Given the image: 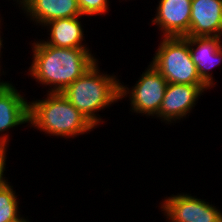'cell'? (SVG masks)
<instances>
[{
  "label": "cell",
  "instance_id": "6da1fadb",
  "mask_svg": "<svg viewBox=\"0 0 222 222\" xmlns=\"http://www.w3.org/2000/svg\"><path fill=\"white\" fill-rule=\"evenodd\" d=\"M39 41L32 43L33 60L28 76L50 86L47 92L61 93L98 61L89 48L55 47Z\"/></svg>",
  "mask_w": 222,
  "mask_h": 222
},
{
  "label": "cell",
  "instance_id": "7a4b0ae2",
  "mask_svg": "<svg viewBox=\"0 0 222 222\" xmlns=\"http://www.w3.org/2000/svg\"><path fill=\"white\" fill-rule=\"evenodd\" d=\"M98 62L61 92L96 128L104 122L96 113L120 100L121 82L113 73L101 72Z\"/></svg>",
  "mask_w": 222,
  "mask_h": 222
},
{
  "label": "cell",
  "instance_id": "3957f363",
  "mask_svg": "<svg viewBox=\"0 0 222 222\" xmlns=\"http://www.w3.org/2000/svg\"><path fill=\"white\" fill-rule=\"evenodd\" d=\"M47 97L29 101V124L48 136L67 139L90 133L96 127L61 93L47 92Z\"/></svg>",
  "mask_w": 222,
  "mask_h": 222
},
{
  "label": "cell",
  "instance_id": "277c9868",
  "mask_svg": "<svg viewBox=\"0 0 222 222\" xmlns=\"http://www.w3.org/2000/svg\"><path fill=\"white\" fill-rule=\"evenodd\" d=\"M149 62L168 83L206 85L199 77L189 51V36L161 37Z\"/></svg>",
  "mask_w": 222,
  "mask_h": 222
},
{
  "label": "cell",
  "instance_id": "5b68a950",
  "mask_svg": "<svg viewBox=\"0 0 222 222\" xmlns=\"http://www.w3.org/2000/svg\"><path fill=\"white\" fill-rule=\"evenodd\" d=\"M140 75L131 90L120 83V100L128 97L132 113L154 118L159 113L168 82L151 64Z\"/></svg>",
  "mask_w": 222,
  "mask_h": 222
},
{
  "label": "cell",
  "instance_id": "8992f818",
  "mask_svg": "<svg viewBox=\"0 0 222 222\" xmlns=\"http://www.w3.org/2000/svg\"><path fill=\"white\" fill-rule=\"evenodd\" d=\"M191 194L178 193L166 197L161 203L168 222H222V211L214 204Z\"/></svg>",
  "mask_w": 222,
  "mask_h": 222
},
{
  "label": "cell",
  "instance_id": "52a82bcc",
  "mask_svg": "<svg viewBox=\"0 0 222 222\" xmlns=\"http://www.w3.org/2000/svg\"><path fill=\"white\" fill-rule=\"evenodd\" d=\"M208 89L207 85L168 83L159 113L154 118L158 117L166 124L180 121L192 112L202 93Z\"/></svg>",
  "mask_w": 222,
  "mask_h": 222
},
{
  "label": "cell",
  "instance_id": "ba28073f",
  "mask_svg": "<svg viewBox=\"0 0 222 222\" xmlns=\"http://www.w3.org/2000/svg\"><path fill=\"white\" fill-rule=\"evenodd\" d=\"M192 0H160L152 24L162 37H184L189 34Z\"/></svg>",
  "mask_w": 222,
  "mask_h": 222
},
{
  "label": "cell",
  "instance_id": "9c48e42d",
  "mask_svg": "<svg viewBox=\"0 0 222 222\" xmlns=\"http://www.w3.org/2000/svg\"><path fill=\"white\" fill-rule=\"evenodd\" d=\"M222 37H190L189 51L200 79L209 87H215L210 70L222 63ZM220 63V64H219Z\"/></svg>",
  "mask_w": 222,
  "mask_h": 222
},
{
  "label": "cell",
  "instance_id": "30bf717a",
  "mask_svg": "<svg viewBox=\"0 0 222 222\" xmlns=\"http://www.w3.org/2000/svg\"><path fill=\"white\" fill-rule=\"evenodd\" d=\"M20 93L13 84L0 93V145L6 149L9 129L29 123V102Z\"/></svg>",
  "mask_w": 222,
  "mask_h": 222
},
{
  "label": "cell",
  "instance_id": "8fae6325",
  "mask_svg": "<svg viewBox=\"0 0 222 222\" xmlns=\"http://www.w3.org/2000/svg\"><path fill=\"white\" fill-rule=\"evenodd\" d=\"M190 37H222V0H192Z\"/></svg>",
  "mask_w": 222,
  "mask_h": 222
},
{
  "label": "cell",
  "instance_id": "7c38bea8",
  "mask_svg": "<svg viewBox=\"0 0 222 222\" xmlns=\"http://www.w3.org/2000/svg\"><path fill=\"white\" fill-rule=\"evenodd\" d=\"M21 10L42 28L55 19L83 16L77 0H27Z\"/></svg>",
  "mask_w": 222,
  "mask_h": 222
},
{
  "label": "cell",
  "instance_id": "4fadbf2b",
  "mask_svg": "<svg viewBox=\"0 0 222 222\" xmlns=\"http://www.w3.org/2000/svg\"><path fill=\"white\" fill-rule=\"evenodd\" d=\"M82 17L84 16L49 21L43 26L50 32L48 34L50 37L44 42L55 47L88 48L85 43H82L85 39L80 21Z\"/></svg>",
  "mask_w": 222,
  "mask_h": 222
},
{
  "label": "cell",
  "instance_id": "5bb4252c",
  "mask_svg": "<svg viewBox=\"0 0 222 222\" xmlns=\"http://www.w3.org/2000/svg\"><path fill=\"white\" fill-rule=\"evenodd\" d=\"M10 183L7 181L0 188V222H17L23 218L19 214L18 195Z\"/></svg>",
  "mask_w": 222,
  "mask_h": 222
},
{
  "label": "cell",
  "instance_id": "9a60e30c",
  "mask_svg": "<svg viewBox=\"0 0 222 222\" xmlns=\"http://www.w3.org/2000/svg\"><path fill=\"white\" fill-rule=\"evenodd\" d=\"M82 15H105L110 9L109 0H77Z\"/></svg>",
  "mask_w": 222,
  "mask_h": 222
},
{
  "label": "cell",
  "instance_id": "2e32d148",
  "mask_svg": "<svg viewBox=\"0 0 222 222\" xmlns=\"http://www.w3.org/2000/svg\"><path fill=\"white\" fill-rule=\"evenodd\" d=\"M6 162L0 167V188L9 181L8 178L6 179V176L4 174V171H6Z\"/></svg>",
  "mask_w": 222,
  "mask_h": 222
},
{
  "label": "cell",
  "instance_id": "e0dca14e",
  "mask_svg": "<svg viewBox=\"0 0 222 222\" xmlns=\"http://www.w3.org/2000/svg\"><path fill=\"white\" fill-rule=\"evenodd\" d=\"M7 150L8 149L0 145V167L7 161Z\"/></svg>",
  "mask_w": 222,
  "mask_h": 222
},
{
  "label": "cell",
  "instance_id": "ac0fdd59",
  "mask_svg": "<svg viewBox=\"0 0 222 222\" xmlns=\"http://www.w3.org/2000/svg\"><path fill=\"white\" fill-rule=\"evenodd\" d=\"M0 64H1V61H0ZM2 66L0 65V74L3 73L4 75V71L1 72V68ZM1 76V75H0ZM12 85V83H9L8 81H1V78H0V93L5 91L8 87H10Z\"/></svg>",
  "mask_w": 222,
  "mask_h": 222
},
{
  "label": "cell",
  "instance_id": "d6986e66",
  "mask_svg": "<svg viewBox=\"0 0 222 222\" xmlns=\"http://www.w3.org/2000/svg\"><path fill=\"white\" fill-rule=\"evenodd\" d=\"M0 25H1V18H0ZM0 28H1V27H0ZM1 33H2V32L0 31V58H1V55H2V54H1V53H2V52H1V49H2V47H3V45H4V44H3V40H4V39H2L3 37L1 36Z\"/></svg>",
  "mask_w": 222,
  "mask_h": 222
},
{
  "label": "cell",
  "instance_id": "ffe728a7",
  "mask_svg": "<svg viewBox=\"0 0 222 222\" xmlns=\"http://www.w3.org/2000/svg\"><path fill=\"white\" fill-rule=\"evenodd\" d=\"M13 1H17L16 3L19 4V8L27 1V0H13Z\"/></svg>",
  "mask_w": 222,
  "mask_h": 222
},
{
  "label": "cell",
  "instance_id": "44dd1931",
  "mask_svg": "<svg viewBox=\"0 0 222 222\" xmlns=\"http://www.w3.org/2000/svg\"><path fill=\"white\" fill-rule=\"evenodd\" d=\"M17 222H30V221L28 220V218L26 219L25 217H23L22 219H20Z\"/></svg>",
  "mask_w": 222,
  "mask_h": 222
}]
</instances>
